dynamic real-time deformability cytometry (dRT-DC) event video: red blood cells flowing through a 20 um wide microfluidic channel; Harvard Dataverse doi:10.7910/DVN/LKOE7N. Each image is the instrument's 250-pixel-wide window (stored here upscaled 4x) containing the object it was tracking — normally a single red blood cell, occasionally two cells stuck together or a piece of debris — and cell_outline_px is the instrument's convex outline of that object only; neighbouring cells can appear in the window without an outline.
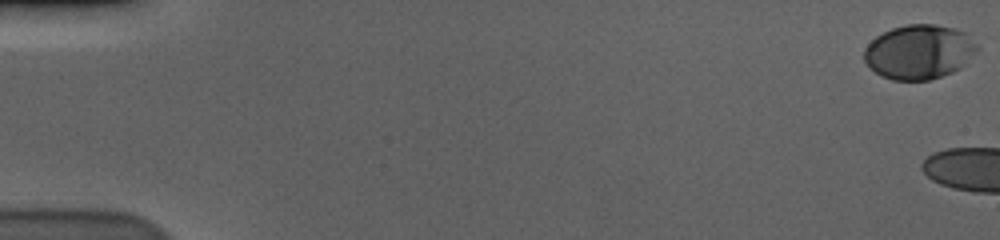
{"species": "human", "species_latin": "Homo sapiens", "temperature_condition": "cold", "stored_images_in_passage": 12, "camera_frame_rate_fps": 3000, "um_per_image_px": 0.085, "donor": {"sex": "male"}, "frame": {"image": 1, "passage_image": 1, "time_ms": 0.0, "image_size_px": [1000, 240], "cell_outline_px": [[980, 48], [968, 64], [952, 72], [928, 80], [892, 80], [880, 76], [864, 60], [864, 48], [876, 36], [892, 28], [904, 24], [936, 24], [956, 28], [964, 32]], "centroid_in_image_um": [78.15, 4.41], "position_along_channel_um": 6.9, "area_um2": 36.07}}